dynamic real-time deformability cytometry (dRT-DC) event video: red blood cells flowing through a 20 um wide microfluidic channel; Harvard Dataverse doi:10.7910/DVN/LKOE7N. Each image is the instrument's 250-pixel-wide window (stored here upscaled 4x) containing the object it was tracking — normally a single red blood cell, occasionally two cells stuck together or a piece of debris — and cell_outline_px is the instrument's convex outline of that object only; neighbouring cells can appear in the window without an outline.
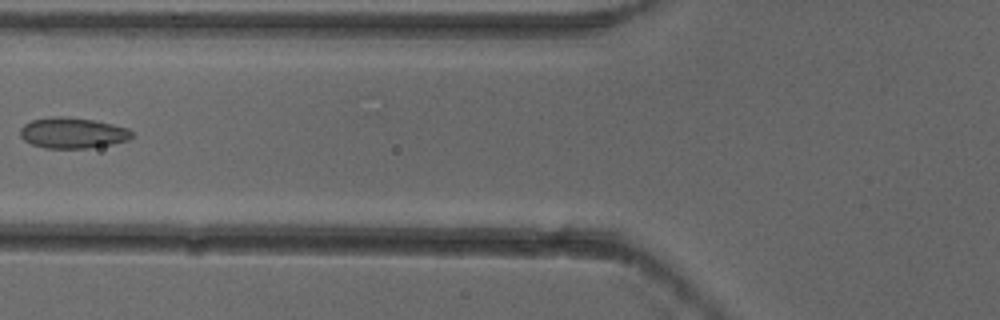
{"species": "common noctule bat (a hibernating species)", "species_latin": "Nyctalus noctula", "temperature_condition": "cold", "stored_images_in_passage": 8, "camera_frame_rate_fps": 3000, "um_per_image_px": 0.085, "animal": {"sex": "female"}, "frame": {"image": 1, "passage_image": 7, "time_ms": 2.0, "image_size_px": [1000, 320], "cell_outline_px": [[136, 136], [128, 140], [112, 144], [88, 148], [44, 148], [32, 144], [24, 140], [20, 136], [20, 128], [24, 124], [32, 120], [52, 116], [64, 116], [96, 120], [128, 128]], "centroid_in_image_um": [6.19, 11.29], "position_along_channel_um": 119.6, "area_um2": 20.23}}
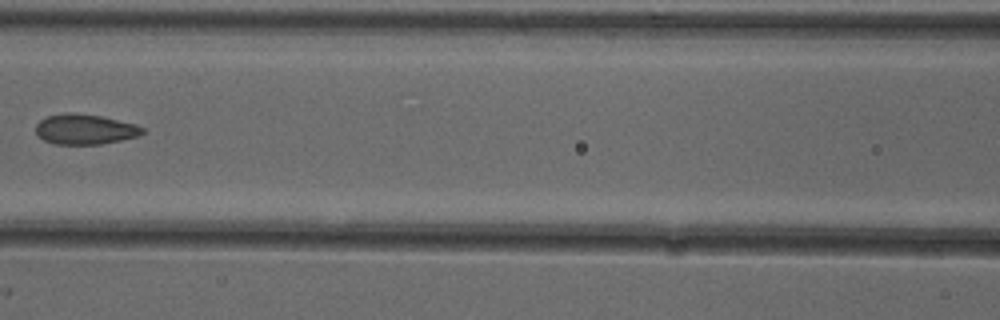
{"frame": {"image": 2, "passage_image": 8, "time_ms": 2.333, "image_size_px": [1000, 320], "cell_outline_px": [[144, 132], [136, 136], [120, 140], [100, 144], [56, 144], [44, 140], [36, 132], [36, 124], [40, 120], [48, 116], [64, 112], [72, 112], [100, 116], [136, 124], [144, 128]], "centroid_in_image_um": [7.2, 10.98], "position_along_channel_um": 159.4, "area_um2": 18.61}}